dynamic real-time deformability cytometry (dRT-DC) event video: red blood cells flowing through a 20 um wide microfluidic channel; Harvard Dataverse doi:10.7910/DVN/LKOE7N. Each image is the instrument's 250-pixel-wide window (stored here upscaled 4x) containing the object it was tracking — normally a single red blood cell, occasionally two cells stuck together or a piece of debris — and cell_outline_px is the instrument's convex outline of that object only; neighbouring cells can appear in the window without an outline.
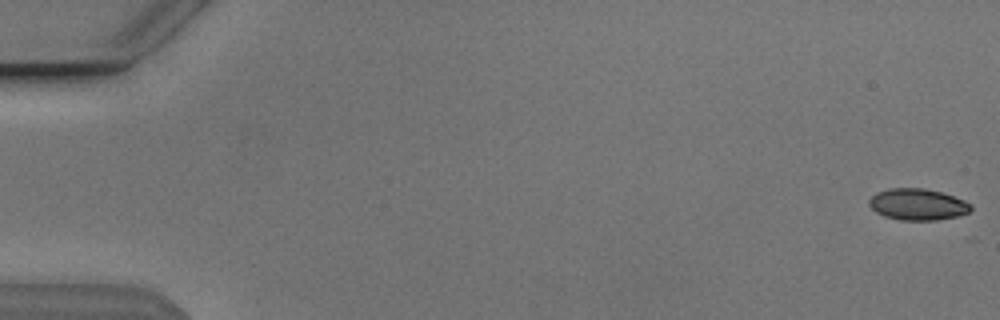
{"species": "Egyptian fruit bat (a non-hibernating species)", "species_latin": "Rousettus aegyptiacus", "temperature_condition": "cold", "stored_images_in_passage": 28, "camera_frame_rate_fps": 3000, "um_per_image_px": 0.085, "animal": {"sex": "male"}, "frame": {"image": 1, "passage_image": 1, "time_ms": 0.0, "image_size_px": [1000, 320], "cell_outline_px": [[972, 208], [968, 212], [956, 216], [936, 220], [900, 220], [884, 216], [876, 212], [868, 204], [868, 200], [872, 196], [880, 192], [892, 188], [924, 188], [940, 192], [964, 200], [972, 204]], "centroid_in_image_um": [78.0, 17.38], "position_along_channel_um": 7.0, "area_um2": 18.44}}
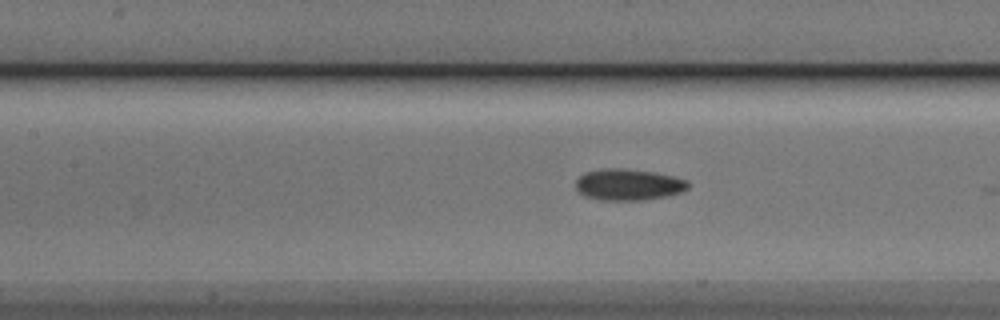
{"frame": {"image": 2, "passage_image": 25, "time_ms": 8.0, "image_size_px": [1000, 320], "cell_outline_px": [[688, 188], [680, 192], [664, 196], [644, 200], [604, 200], [584, 196], [576, 188], [576, 180], [584, 172], [604, 168], [624, 168], [652, 172], [672, 176], [688, 180]], "centroid_in_image_um": [53.38, 15.68], "position_along_channel_um": 154.0, "area_um2": 20.4}}
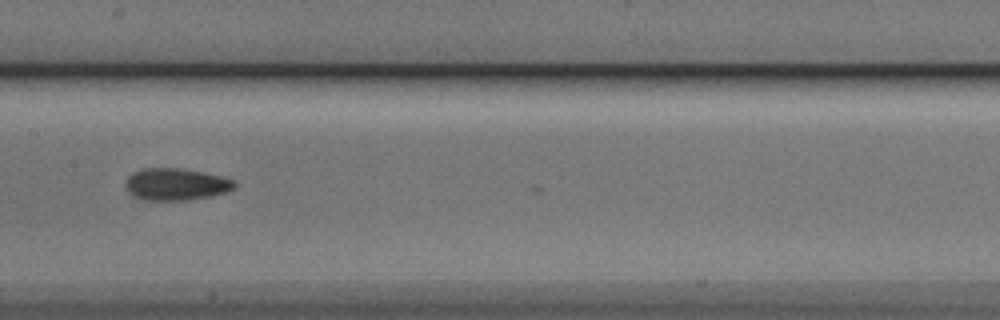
{"frame": {"image": 3, "passage_image": 28, "time_ms": 9.0, "image_size_px": [1000, 320], "cell_outline_px": [[236, 184], [232, 188], [224, 192], [208, 196], [184, 200], [148, 200], [136, 196], [124, 184], [128, 176], [132, 172], [144, 168], [184, 168], [204, 172], [220, 176], [232, 180]], "centroid_in_image_um": [14.93, 15.64], "position_along_channel_um": 192.5, "area_um2": 19.88}}